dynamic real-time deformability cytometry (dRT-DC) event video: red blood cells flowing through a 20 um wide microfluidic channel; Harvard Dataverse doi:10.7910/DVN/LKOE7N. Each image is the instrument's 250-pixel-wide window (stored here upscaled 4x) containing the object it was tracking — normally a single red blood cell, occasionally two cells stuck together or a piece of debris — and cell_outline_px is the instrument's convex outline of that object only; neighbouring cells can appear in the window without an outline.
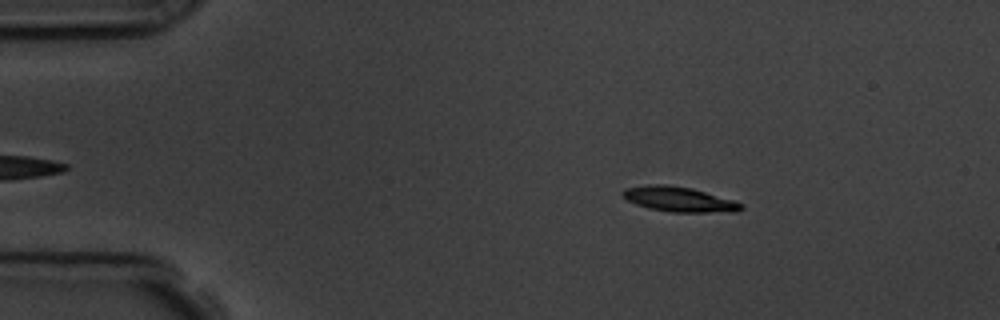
{"species": "common noctule bat (a hibernating species)", "species_latin": "Nyctalus noctula", "temperature_condition": "room temperature", "stored_images_in_passage": 4, "camera_frame_rate_fps": 3000, "um_per_image_px": 0.085, "animal": {"sex": "male", "body_mass_g": 19.5, "forearm_length_mm": 54.6}, "frame": {"image": 1, "passage_image": 2, "time_ms": 1.0, "image_size_px": [1000, 320], "cell_outline_px": [[744, 208], [736, 212], [672, 212], [648, 208], [636, 204], [628, 200], [620, 192], [624, 188], [648, 184], [664, 184], [692, 188], [736, 200], [744, 204]], "centroid_in_image_um": [57.76, 16.93], "position_along_channel_um": 27.2, "area_um2": 17.46}}